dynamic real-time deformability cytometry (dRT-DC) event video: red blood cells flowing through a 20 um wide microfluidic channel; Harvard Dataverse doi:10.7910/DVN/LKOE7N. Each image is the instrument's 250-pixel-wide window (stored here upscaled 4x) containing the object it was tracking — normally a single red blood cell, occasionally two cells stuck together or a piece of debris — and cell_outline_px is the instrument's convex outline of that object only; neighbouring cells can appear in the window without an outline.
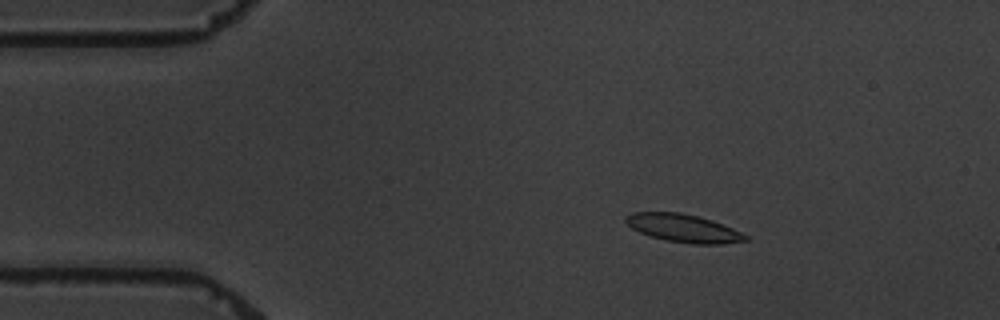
{"species": "common noctule bat (a hibernating species)", "species_latin": "Nyctalus noctula", "temperature_condition": "warm", "stored_images_in_passage": 4, "camera_frame_rate_fps": 3000, "um_per_image_px": 0.085, "animal": {"sex": "male", "body_mass_g": 19.5, "forearm_length_mm": 54.6}, "frame": {"image": 1, "passage_image": 2, "time_ms": 2.0, "image_size_px": [1000, 320], "cell_outline_px": [[752, 240], [720, 244], [692, 244], [664, 240], [640, 232], [632, 228], [624, 220], [624, 216], [632, 212], [680, 212], [712, 220], [732, 228], [748, 236]], "centroid_in_image_um": [58.1, 19.4], "position_along_channel_um": 26.9, "area_um2": 19.54}}